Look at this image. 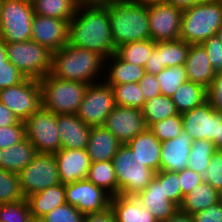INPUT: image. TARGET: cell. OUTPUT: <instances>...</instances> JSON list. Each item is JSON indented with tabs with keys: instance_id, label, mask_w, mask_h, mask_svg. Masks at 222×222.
I'll return each mask as SVG.
<instances>
[{
	"instance_id": "cell-1",
	"label": "cell",
	"mask_w": 222,
	"mask_h": 222,
	"mask_svg": "<svg viewBox=\"0 0 222 222\" xmlns=\"http://www.w3.org/2000/svg\"><path fill=\"white\" fill-rule=\"evenodd\" d=\"M68 44L101 54L105 59L116 53L112 40L108 4L80 2L69 23Z\"/></svg>"
},
{
	"instance_id": "cell-2",
	"label": "cell",
	"mask_w": 222,
	"mask_h": 222,
	"mask_svg": "<svg viewBox=\"0 0 222 222\" xmlns=\"http://www.w3.org/2000/svg\"><path fill=\"white\" fill-rule=\"evenodd\" d=\"M104 71L105 58L94 51L67 43L52 53L50 73L57 78L93 84L102 81Z\"/></svg>"
},
{
	"instance_id": "cell-3",
	"label": "cell",
	"mask_w": 222,
	"mask_h": 222,
	"mask_svg": "<svg viewBox=\"0 0 222 222\" xmlns=\"http://www.w3.org/2000/svg\"><path fill=\"white\" fill-rule=\"evenodd\" d=\"M108 16L115 47L151 39L148 5L131 1L108 3Z\"/></svg>"
},
{
	"instance_id": "cell-4",
	"label": "cell",
	"mask_w": 222,
	"mask_h": 222,
	"mask_svg": "<svg viewBox=\"0 0 222 222\" xmlns=\"http://www.w3.org/2000/svg\"><path fill=\"white\" fill-rule=\"evenodd\" d=\"M222 26V6L219 1H201L183 10L181 40L188 44H202L215 36Z\"/></svg>"
},
{
	"instance_id": "cell-5",
	"label": "cell",
	"mask_w": 222,
	"mask_h": 222,
	"mask_svg": "<svg viewBox=\"0 0 222 222\" xmlns=\"http://www.w3.org/2000/svg\"><path fill=\"white\" fill-rule=\"evenodd\" d=\"M42 107L56 115L76 114L89 84L57 78L51 73L39 79Z\"/></svg>"
},
{
	"instance_id": "cell-6",
	"label": "cell",
	"mask_w": 222,
	"mask_h": 222,
	"mask_svg": "<svg viewBox=\"0 0 222 222\" xmlns=\"http://www.w3.org/2000/svg\"><path fill=\"white\" fill-rule=\"evenodd\" d=\"M113 166L118 181V194L136 196L154 179L156 171L148 168L133 154V151L122 144L114 156Z\"/></svg>"
},
{
	"instance_id": "cell-7",
	"label": "cell",
	"mask_w": 222,
	"mask_h": 222,
	"mask_svg": "<svg viewBox=\"0 0 222 222\" xmlns=\"http://www.w3.org/2000/svg\"><path fill=\"white\" fill-rule=\"evenodd\" d=\"M34 15L30 1L1 0L0 37L9 43L31 40Z\"/></svg>"
},
{
	"instance_id": "cell-8",
	"label": "cell",
	"mask_w": 222,
	"mask_h": 222,
	"mask_svg": "<svg viewBox=\"0 0 222 222\" xmlns=\"http://www.w3.org/2000/svg\"><path fill=\"white\" fill-rule=\"evenodd\" d=\"M7 59L27 78L41 79L51 72L52 52L39 43L6 42Z\"/></svg>"
},
{
	"instance_id": "cell-9",
	"label": "cell",
	"mask_w": 222,
	"mask_h": 222,
	"mask_svg": "<svg viewBox=\"0 0 222 222\" xmlns=\"http://www.w3.org/2000/svg\"><path fill=\"white\" fill-rule=\"evenodd\" d=\"M26 138L37 153L54 154L61 150L57 115L42 106L25 121Z\"/></svg>"
},
{
	"instance_id": "cell-10",
	"label": "cell",
	"mask_w": 222,
	"mask_h": 222,
	"mask_svg": "<svg viewBox=\"0 0 222 222\" xmlns=\"http://www.w3.org/2000/svg\"><path fill=\"white\" fill-rule=\"evenodd\" d=\"M0 102L20 121L42 106L41 86L38 79L25 78L22 82L0 90Z\"/></svg>"
},
{
	"instance_id": "cell-11",
	"label": "cell",
	"mask_w": 222,
	"mask_h": 222,
	"mask_svg": "<svg viewBox=\"0 0 222 222\" xmlns=\"http://www.w3.org/2000/svg\"><path fill=\"white\" fill-rule=\"evenodd\" d=\"M18 176L25 197L61 183L53 154L38 153Z\"/></svg>"
},
{
	"instance_id": "cell-12",
	"label": "cell",
	"mask_w": 222,
	"mask_h": 222,
	"mask_svg": "<svg viewBox=\"0 0 222 222\" xmlns=\"http://www.w3.org/2000/svg\"><path fill=\"white\" fill-rule=\"evenodd\" d=\"M115 107L113 89L102 80L89 84L76 115L89 126H100Z\"/></svg>"
},
{
	"instance_id": "cell-13",
	"label": "cell",
	"mask_w": 222,
	"mask_h": 222,
	"mask_svg": "<svg viewBox=\"0 0 222 222\" xmlns=\"http://www.w3.org/2000/svg\"><path fill=\"white\" fill-rule=\"evenodd\" d=\"M183 131L192 139L209 140L218 150V131L222 124V114L216 112L206 100L201 105L181 114Z\"/></svg>"
},
{
	"instance_id": "cell-14",
	"label": "cell",
	"mask_w": 222,
	"mask_h": 222,
	"mask_svg": "<svg viewBox=\"0 0 222 222\" xmlns=\"http://www.w3.org/2000/svg\"><path fill=\"white\" fill-rule=\"evenodd\" d=\"M66 203L82 214L104 212L110 207L112 196L87 179L65 184Z\"/></svg>"
},
{
	"instance_id": "cell-15",
	"label": "cell",
	"mask_w": 222,
	"mask_h": 222,
	"mask_svg": "<svg viewBox=\"0 0 222 222\" xmlns=\"http://www.w3.org/2000/svg\"><path fill=\"white\" fill-rule=\"evenodd\" d=\"M183 10L167 2L148 5L150 37L154 42L178 40Z\"/></svg>"
},
{
	"instance_id": "cell-16",
	"label": "cell",
	"mask_w": 222,
	"mask_h": 222,
	"mask_svg": "<svg viewBox=\"0 0 222 222\" xmlns=\"http://www.w3.org/2000/svg\"><path fill=\"white\" fill-rule=\"evenodd\" d=\"M103 126L107 128L121 144H127L147 128L142 110L119 105H116L106 117Z\"/></svg>"
},
{
	"instance_id": "cell-17",
	"label": "cell",
	"mask_w": 222,
	"mask_h": 222,
	"mask_svg": "<svg viewBox=\"0 0 222 222\" xmlns=\"http://www.w3.org/2000/svg\"><path fill=\"white\" fill-rule=\"evenodd\" d=\"M70 20L34 15L31 40L46 47L52 53L68 43Z\"/></svg>"
},
{
	"instance_id": "cell-18",
	"label": "cell",
	"mask_w": 222,
	"mask_h": 222,
	"mask_svg": "<svg viewBox=\"0 0 222 222\" xmlns=\"http://www.w3.org/2000/svg\"><path fill=\"white\" fill-rule=\"evenodd\" d=\"M62 184H68L87 178L91 165L86 149H61L53 154Z\"/></svg>"
},
{
	"instance_id": "cell-19",
	"label": "cell",
	"mask_w": 222,
	"mask_h": 222,
	"mask_svg": "<svg viewBox=\"0 0 222 222\" xmlns=\"http://www.w3.org/2000/svg\"><path fill=\"white\" fill-rule=\"evenodd\" d=\"M135 198L158 222H165L179 210V206L167 198L163 191V184L155 177Z\"/></svg>"
},
{
	"instance_id": "cell-20",
	"label": "cell",
	"mask_w": 222,
	"mask_h": 222,
	"mask_svg": "<svg viewBox=\"0 0 222 222\" xmlns=\"http://www.w3.org/2000/svg\"><path fill=\"white\" fill-rule=\"evenodd\" d=\"M193 139L182 131L174 139L163 141L161 147L160 170L181 171L188 167Z\"/></svg>"
},
{
	"instance_id": "cell-21",
	"label": "cell",
	"mask_w": 222,
	"mask_h": 222,
	"mask_svg": "<svg viewBox=\"0 0 222 222\" xmlns=\"http://www.w3.org/2000/svg\"><path fill=\"white\" fill-rule=\"evenodd\" d=\"M90 128L76 114L57 115L61 149H86Z\"/></svg>"
},
{
	"instance_id": "cell-22",
	"label": "cell",
	"mask_w": 222,
	"mask_h": 222,
	"mask_svg": "<svg viewBox=\"0 0 222 222\" xmlns=\"http://www.w3.org/2000/svg\"><path fill=\"white\" fill-rule=\"evenodd\" d=\"M122 144L103 125L91 126L86 151L91 163L112 161Z\"/></svg>"
},
{
	"instance_id": "cell-23",
	"label": "cell",
	"mask_w": 222,
	"mask_h": 222,
	"mask_svg": "<svg viewBox=\"0 0 222 222\" xmlns=\"http://www.w3.org/2000/svg\"><path fill=\"white\" fill-rule=\"evenodd\" d=\"M184 66L189 81L200 84L206 89L210 87L215 72L202 44L190 46Z\"/></svg>"
},
{
	"instance_id": "cell-24",
	"label": "cell",
	"mask_w": 222,
	"mask_h": 222,
	"mask_svg": "<svg viewBox=\"0 0 222 222\" xmlns=\"http://www.w3.org/2000/svg\"><path fill=\"white\" fill-rule=\"evenodd\" d=\"M127 146L146 167L152 168L156 172L160 171L162 142L155 137L149 128L144 129L131 139Z\"/></svg>"
},
{
	"instance_id": "cell-25",
	"label": "cell",
	"mask_w": 222,
	"mask_h": 222,
	"mask_svg": "<svg viewBox=\"0 0 222 222\" xmlns=\"http://www.w3.org/2000/svg\"><path fill=\"white\" fill-rule=\"evenodd\" d=\"M105 70L104 81L109 85L138 83L146 73L144 67L125 62L116 53L105 59Z\"/></svg>"
},
{
	"instance_id": "cell-26",
	"label": "cell",
	"mask_w": 222,
	"mask_h": 222,
	"mask_svg": "<svg viewBox=\"0 0 222 222\" xmlns=\"http://www.w3.org/2000/svg\"><path fill=\"white\" fill-rule=\"evenodd\" d=\"M110 208L117 222H158L135 196L115 195L111 198Z\"/></svg>"
},
{
	"instance_id": "cell-27",
	"label": "cell",
	"mask_w": 222,
	"mask_h": 222,
	"mask_svg": "<svg viewBox=\"0 0 222 222\" xmlns=\"http://www.w3.org/2000/svg\"><path fill=\"white\" fill-rule=\"evenodd\" d=\"M37 154L35 147L25 138L9 148L0 149V168L18 174Z\"/></svg>"
},
{
	"instance_id": "cell-28",
	"label": "cell",
	"mask_w": 222,
	"mask_h": 222,
	"mask_svg": "<svg viewBox=\"0 0 222 222\" xmlns=\"http://www.w3.org/2000/svg\"><path fill=\"white\" fill-rule=\"evenodd\" d=\"M32 217L43 218L54 208L66 203L65 184H57L26 197Z\"/></svg>"
},
{
	"instance_id": "cell-29",
	"label": "cell",
	"mask_w": 222,
	"mask_h": 222,
	"mask_svg": "<svg viewBox=\"0 0 222 222\" xmlns=\"http://www.w3.org/2000/svg\"><path fill=\"white\" fill-rule=\"evenodd\" d=\"M220 200H222L220 192L203 181L183 197L179 210L192 215L207 209Z\"/></svg>"
},
{
	"instance_id": "cell-30",
	"label": "cell",
	"mask_w": 222,
	"mask_h": 222,
	"mask_svg": "<svg viewBox=\"0 0 222 222\" xmlns=\"http://www.w3.org/2000/svg\"><path fill=\"white\" fill-rule=\"evenodd\" d=\"M171 99L179 114H183L207 100V89L200 84L187 80L179 86Z\"/></svg>"
},
{
	"instance_id": "cell-31",
	"label": "cell",
	"mask_w": 222,
	"mask_h": 222,
	"mask_svg": "<svg viewBox=\"0 0 222 222\" xmlns=\"http://www.w3.org/2000/svg\"><path fill=\"white\" fill-rule=\"evenodd\" d=\"M34 14L62 20H71L79 6V0H33Z\"/></svg>"
},
{
	"instance_id": "cell-32",
	"label": "cell",
	"mask_w": 222,
	"mask_h": 222,
	"mask_svg": "<svg viewBox=\"0 0 222 222\" xmlns=\"http://www.w3.org/2000/svg\"><path fill=\"white\" fill-rule=\"evenodd\" d=\"M86 179L107 191L112 197L118 195V181L112 161L91 163Z\"/></svg>"
},
{
	"instance_id": "cell-33",
	"label": "cell",
	"mask_w": 222,
	"mask_h": 222,
	"mask_svg": "<svg viewBox=\"0 0 222 222\" xmlns=\"http://www.w3.org/2000/svg\"><path fill=\"white\" fill-rule=\"evenodd\" d=\"M142 113L147 128L155 122L179 114L171 97L164 96L163 94L147 100L142 108Z\"/></svg>"
},
{
	"instance_id": "cell-34",
	"label": "cell",
	"mask_w": 222,
	"mask_h": 222,
	"mask_svg": "<svg viewBox=\"0 0 222 222\" xmlns=\"http://www.w3.org/2000/svg\"><path fill=\"white\" fill-rule=\"evenodd\" d=\"M190 46L181 39L155 42V49L160 53L161 64L165 68L177 65L183 66Z\"/></svg>"
},
{
	"instance_id": "cell-35",
	"label": "cell",
	"mask_w": 222,
	"mask_h": 222,
	"mask_svg": "<svg viewBox=\"0 0 222 222\" xmlns=\"http://www.w3.org/2000/svg\"><path fill=\"white\" fill-rule=\"evenodd\" d=\"M155 42L151 39L143 41L128 42L117 47L116 54L125 62L145 67Z\"/></svg>"
},
{
	"instance_id": "cell-36",
	"label": "cell",
	"mask_w": 222,
	"mask_h": 222,
	"mask_svg": "<svg viewBox=\"0 0 222 222\" xmlns=\"http://www.w3.org/2000/svg\"><path fill=\"white\" fill-rule=\"evenodd\" d=\"M216 151L215 145L209 140H195L192 143L190 155L188 157V167L204 176L213 153Z\"/></svg>"
},
{
	"instance_id": "cell-37",
	"label": "cell",
	"mask_w": 222,
	"mask_h": 222,
	"mask_svg": "<svg viewBox=\"0 0 222 222\" xmlns=\"http://www.w3.org/2000/svg\"><path fill=\"white\" fill-rule=\"evenodd\" d=\"M111 87L116 105L142 110L146 101L138 83L111 85Z\"/></svg>"
},
{
	"instance_id": "cell-38",
	"label": "cell",
	"mask_w": 222,
	"mask_h": 222,
	"mask_svg": "<svg viewBox=\"0 0 222 222\" xmlns=\"http://www.w3.org/2000/svg\"><path fill=\"white\" fill-rule=\"evenodd\" d=\"M155 78L159 82L161 94L168 97H172L179 86L188 80L184 65L164 68Z\"/></svg>"
},
{
	"instance_id": "cell-39",
	"label": "cell",
	"mask_w": 222,
	"mask_h": 222,
	"mask_svg": "<svg viewBox=\"0 0 222 222\" xmlns=\"http://www.w3.org/2000/svg\"><path fill=\"white\" fill-rule=\"evenodd\" d=\"M25 199L18 174L0 168V204Z\"/></svg>"
},
{
	"instance_id": "cell-40",
	"label": "cell",
	"mask_w": 222,
	"mask_h": 222,
	"mask_svg": "<svg viewBox=\"0 0 222 222\" xmlns=\"http://www.w3.org/2000/svg\"><path fill=\"white\" fill-rule=\"evenodd\" d=\"M149 129L160 142L174 139L183 131L181 114L155 122Z\"/></svg>"
},
{
	"instance_id": "cell-41",
	"label": "cell",
	"mask_w": 222,
	"mask_h": 222,
	"mask_svg": "<svg viewBox=\"0 0 222 222\" xmlns=\"http://www.w3.org/2000/svg\"><path fill=\"white\" fill-rule=\"evenodd\" d=\"M155 178L163 184V191L167 198L180 206L183 201V196L178 172L160 170L156 172Z\"/></svg>"
},
{
	"instance_id": "cell-42",
	"label": "cell",
	"mask_w": 222,
	"mask_h": 222,
	"mask_svg": "<svg viewBox=\"0 0 222 222\" xmlns=\"http://www.w3.org/2000/svg\"><path fill=\"white\" fill-rule=\"evenodd\" d=\"M31 218L27 200L0 204V222H27Z\"/></svg>"
},
{
	"instance_id": "cell-43",
	"label": "cell",
	"mask_w": 222,
	"mask_h": 222,
	"mask_svg": "<svg viewBox=\"0 0 222 222\" xmlns=\"http://www.w3.org/2000/svg\"><path fill=\"white\" fill-rule=\"evenodd\" d=\"M84 214L69 203H64L61 206L54 208L51 212L45 215L43 222H82Z\"/></svg>"
},
{
	"instance_id": "cell-44",
	"label": "cell",
	"mask_w": 222,
	"mask_h": 222,
	"mask_svg": "<svg viewBox=\"0 0 222 222\" xmlns=\"http://www.w3.org/2000/svg\"><path fill=\"white\" fill-rule=\"evenodd\" d=\"M204 182L209 183L220 193L222 192V151L216 150L204 173Z\"/></svg>"
},
{
	"instance_id": "cell-45",
	"label": "cell",
	"mask_w": 222,
	"mask_h": 222,
	"mask_svg": "<svg viewBox=\"0 0 222 222\" xmlns=\"http://www.w3.org/2000/svg\"><path fill=\"white\" fill-rule=\"evenodd\" d=\"M26 138L24 121L14 125L0 127V149L9 148Z\"/></svg>"
},
{
	"instance_id": "cell-46",
	"label": "cell",
	"mask_w": 222,
	"mask_h": 222,
	"mask_svg": "<svg viewBox=\"0 0 222 222\" xmlns=\"http://www.w3.org/2000/svg\"><path fill=\"white\" fill-rule=\"evenodd\" d=\"M215 74L222 73V43L217 36L208 38L202 43Z\"/></svg>"
},
{
	"instance_id": "cell-47",
	"label": "cell",
	"mask_w": 222,
	"mask_h": 222,
	"mask_svg": "<svg viewBox=\"0 0 222 222\" xmlns=\"http://www.w3.org/2000/svg\"><path fill=\"white\" fill-rule=\"evenodd\" d=\"M25 78L24 74L16 66L6 59L5 65L0 67V90L16 85Z\"/></svg>"
},
{
	"instance_id": "cell-48",
	"label": "cell",
	"mask_w": 222,
	"mask_h": 222,
	"mask_svg": "<svg viewBox=\"0 0 222 222\" xmlns=\"http://www.w3.org/2000/svg\"><path fill=\"white\" fill-rule=\"evenodd\" d=\"M207 101L216 112L222 114V73L215 74V78L207 89Z\"/></svg>"
},
{
	"instance_id": "cell-49",
	"label": "cell",
	"mask_w": 222,
	"mask_h": 222,
	"mask_svg": "<svg viewBox=\"0 0 222 222\" xmlns=\"http://www.w3.org/2000/svg\"><path fill=\"white\" fill-rule=\"evenodd\" d=\"M178 174L180 178V187L183 197L204 181L203 175L196 173L189 167L184 170L178 171Z\"/></svg>"
},
{
	"instance_id": "cell-50",
	"label": "cell",
	"mask_w": 222,
	"mask_h": 222,
	"mask_svg": "<svg viewBox=\"0 0 222 222\" xmlns=\"http://www.w3.org/2000/svg\"><path fill=\"white\" fill-rule=\"evenodd\" d=\"M145 101L152 99L161 94L159 82L155 75L145 73L144 77L138 82Z\"/></svg>"
},
{
	"instance_id": "cell-51",
	"label": "cell",
	"mask_w": 222,
	"mask_h": 222,
	"mask_svg": "<svg viewBox=\"0 0 222 222\" xmlns=\"http://www.w3.org/2000/svg\"><path fill=\"white\" fill-rule=\"evenodd\" d=\"M192 217L194 222H222V200L203 211L192 214Z\"/></svg>"
},
{
	"instance_id": "cell-52",
	"label": "cell",
	"mask_w": 222,
	"mask_h": 222,
	"mask_svg": "<svg viewBox=\"0 0 222 222\" xmlns=\"http://www.w3.org/2000/svg\"><path fill=\"white\" fill-rule=\"evenodd\" d=\"M145 70L147 73L157 75L165 67L161 64L160 53L154 48L146 60Z\"/></svg>"
},
{
	"instance_id": "cell-53",
	"label": "cell",
	"mask_w": 222,
	"mask_h": 222,
	"mask_svg": "<svg viewBox=\"0 0 222 222\" xmlns=\"http://www.w3.org/2000/svg\"><path fill=\"white\" fill-rule=\"evenodd\" d=\"M82 222H117V220L109 207L104 212L84 214Z\"/></svg>"
},
{
	"instance_id": "cell-54",
	"label": "cell",
	"mask_w": 222,
	"mask_h": 222,
	"mask_svg": "<svg viewBox=\"0 0 222 222\" xmlns=\"http://www.w3.org/2000/svg\"><path fill=\"white\" fill-rule=\"evenodd\" d=\"M18 121L19 120L16 118V116L0 102V127L14 125Z\"/></svg>"
},
{
	"instance_id": "cell-55",
	"label": "cell",
	"mask_w": 222,
	"mask_h": 222,
	"mask_svg": "<svg viewBox=\"0 0 222 222\" xmlns=\"http://www.w3.org/2000/svg\"><path fill=\"white\" fill-rule=\"evenodd\" d=\"M201 1L202 0H165V2L172 4L173 6L181 10L191 8L192 6L198 4Z\"/></svg>"
},
{
	"instance_id": "cell-56",
	"label": "cell",
	"mask_w": 222,
	"mask_h": 222,
	"mask_svg": "<svg viewBox=\"0 0 222 222\" xmlns=\"http://www.w3.org/2000/svg\"><path fill=\"white\" fill-rule=\"evenodd\" d=\"M165 222H194L193 217L189 213L178 210L174 215L169 217Z\"/></svg>"
},
{
	"instance_id": "cell-57",
	"label": "cell",
	"mask_w": 222,
	"mask_h": 222,
	"mask_svg": "<svg viewBox=\"0 0 222 222\" xmlns=\"http://www.w3.org/2000/svg\"><path fill=\"white\" fill-rule=\"evenodd\" d=\"M7 59L6 42L0 37V67L5 65Z\"/></svg>"
},
{
	"instance_id": "cell-58",
	"label": "cell",
	"mask_w": 222,
	"mask_h": 222,
	"mask_svg": "<svg viewBox=\"0 0 222 222\" xmlns=\"http://www.w3.org/2000/svg\"><path fill=\"white\" fill-rule=\"evenodd\" d=\"M130 0H85V2L91 3V4H101L105 5L108 3H115V2H125Z\"/></svg>"
},
{
	"instance_id": "cell-59",
	"label": "cell",
	"mask_w": 222,
	"mask_h": 222,
	"mask_svg": "<svg viewBox=\"0 0 222 222\" xmlns=\"http://www.w3.org/2000/svg\"><path fill=\"white\" fill-rule=\"evenodd\" d=\"M130 1L136 4H143V5H152L165 2V0H130Z\"/></svg>"
},
{
	"instance_id": "cell-60",
	"label": "cell",
	"mask_w": 222,
	"mask_h": 222,
	"mask_svg": "<svg viewBox=\"0 0 222 222\" xmlns=\"http://www.w3.org/2000/svg\"><path fill=\"white\" fill-rule=\"evenodd\" d=\"M218 151H222V124L219 125L218 131Z\"/></svg>"
},
{
	"instance_id": "cell-61",
	"label": "cell",
	"mask_w": 222,
	"mask_h": 222,
	"mask_svg": "<svg viewBox=\"0 0 222 222\" xmlns=\"http://www.w3.org/2000/svg\"><path fill=\"white\" fill-rule=\"evenodd\" d=\"M216 36L219 39V41L222 43V26L219 28V30L216 32Z\"/></svg>"
},
{
	"instance_id": "cell-62",
	"label": "cell",
	"mask_w": 222,
	"mask_h": 222,
	"mask_svg": "<svg viewBox=\"0 0 222 222\" xmlns=\"http://www.w3.org/2000/svg\"><path fill=\"white\" fill-rule=\"evenodd\" d=\"M27 222H43V220L40 218H36V217L31 216V218Z\"/></svg>"
},
{
	"instance_id": "cell-63",
	"label": "cell",
	"mask_w": 222,
	"mask_h": 222,
	"mask_svg": "<svg viewBox=\"0 0 222 222\" xmlns=\"http://www.w3.org/2000/svg\"><path fill=\"white\" fill-rule=\"evenodd\" d=\"M202 1H219V0H202Z\"/></svg>"
}]
</instances>
